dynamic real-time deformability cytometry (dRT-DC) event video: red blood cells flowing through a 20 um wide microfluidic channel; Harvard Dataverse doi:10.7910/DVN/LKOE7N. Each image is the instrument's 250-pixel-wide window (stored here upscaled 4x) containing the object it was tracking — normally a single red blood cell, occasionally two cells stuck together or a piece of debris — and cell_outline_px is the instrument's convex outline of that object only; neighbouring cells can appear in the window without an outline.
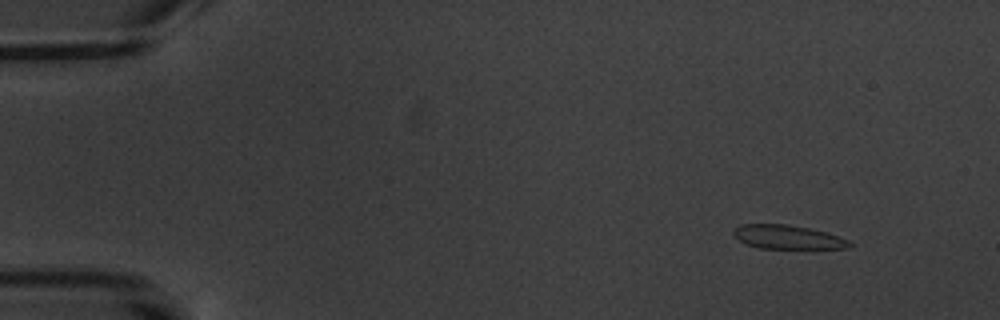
{"species": "common noctule bat (a hibernating species)", "species_latin": "Nyctalus noctula", "temperature_condition": "warm", "stored_images_in_passage": 4, "camera_frame_rate_fps": 3000, "um_per_image_px": 0.085, "animal": {"sex": "male", "body_mass_g": 20.1, "forearm_length_mm": 53.5}, "frame": {"image": 1, "passage_image": 1, "time_ms": 0.0, "image_size_px": [1000, 320], "cell_outline_px": [[856, 244], [848, 248], [760, 248], [748, 244], [740, 240], [732, 232], [740, 224], [788, 224], [808, 228], [824, 232], [848, 240]], "centroid_in_image_um": [66.97, 20.15], "position_along_channel_um": 18.0, "area_um2": 15.84}}
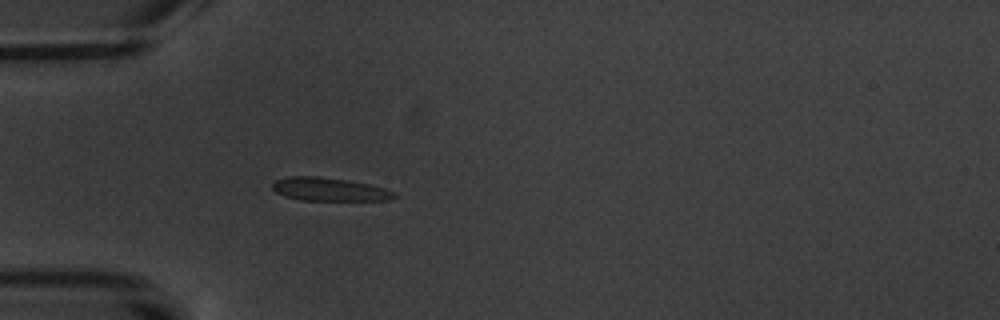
{"frame": {"image": 2, "passage_image": 4, "time_ms": 4.0, "image_size_px": [1000, 320], "cell_outline_px": [[396, 196], [388, 200], [300, 200], [284, 196], [276, 192], [272, 188], [272, 184], [276, 180], [288, 176], [320, 176], [372, 184], [396, 192]], "centroid_in_image_um": [27.99, 16.09], "position_along_channel_um": 57.0, "area_um2": 16.59}}